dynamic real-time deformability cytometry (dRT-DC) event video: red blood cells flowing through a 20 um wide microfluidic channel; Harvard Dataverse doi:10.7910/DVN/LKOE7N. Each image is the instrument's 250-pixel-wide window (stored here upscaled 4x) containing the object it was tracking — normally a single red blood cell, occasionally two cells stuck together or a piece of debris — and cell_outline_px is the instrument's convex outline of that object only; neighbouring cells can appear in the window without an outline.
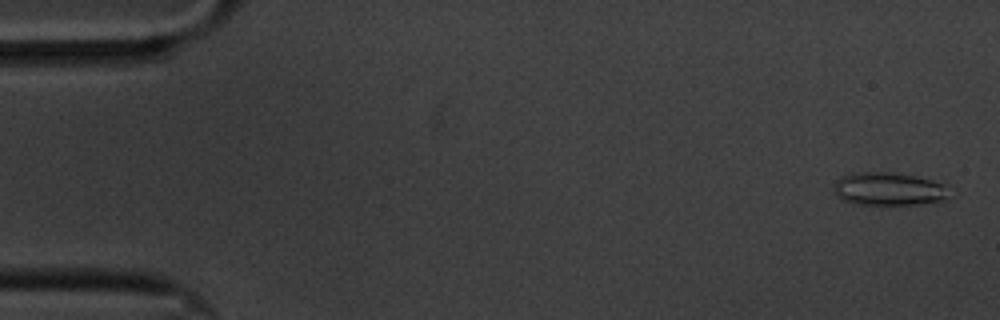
{"species": "common noctule bat (a hibernating species)", "species_latin": "Nyctalus noctula", "temperature_condition": "cold", "stored_images_in_passage": 60, "camera_frame_rate_fps": 3000, "um_per_image_px": 0.085, "animal": {"sex": "male", "body_mass_g": 20.1, "forearm_length_mm": 53.5}, "frame": {"image": 1, "passage_image": 2, "time_ms": 0.333, "image_size_px": [1000, 320], "cell_outline_px": [[948, 200], [932, 204], [860, 204], [840, 200], [836, 196], [832, 188], [836, 180], [840, 176], [856, 172], [896, 172], [916, 176], [932, 180], [944, 184]], "centroid_in_image_um": [75.51, 16.06], "position_along_channel_um": 9.5, "area_um2": 22.6}}
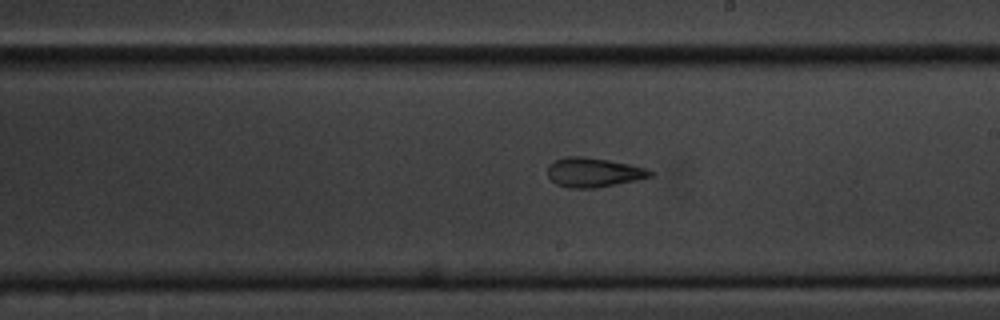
{"frame": {"image": 2, "passage_image": 34, "time_ms": 11.0, "image_size_px": [1000, 320], "cell_outline_px": [[652, 176], [636, 180], [596, 188], [568, 188], [556, 184], [548, 176], [548, 164], [564, 156], [580, 156], [608, 160], [628, 164], [644, 168], [652, 172]], "centroid_in_image_um": [50.39, 14.66], "position_along_channel_um": 238.6, "area_um2": 17.4}}
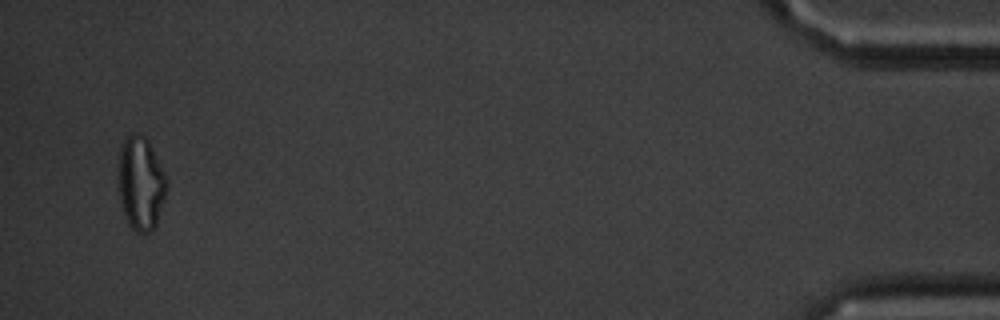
{"frame": {"image": 3, "passage_image": 58, "time_ms": 19.0, "image_size_px": [1000, 320], "cell_outline_px": [[168, 184], [164, 200], [156, 224], [152, 232], [136, 232], [128, 224], [124, 216], [120, 204], [116, 184], [116, 168], [120, 144], [128, 136], [136, 132], [144, 136], [148, 140], [168, 180]], "centroid_in_image_um": [11.91, 15.57], "position_along_channel_um": 423.3, "area_um2": 27.22}, "authors_computed_cell_mechanics": {"area_um2": 19.652, "velocity_mm_per_s": 3.3262, "shape_relaxation_time_tau1_ms": null, "shape_relaxation_time_tau2_ms": 2.3174, "deformation_change_tau1": null, "deformation_change_tau2": 0.0859}}